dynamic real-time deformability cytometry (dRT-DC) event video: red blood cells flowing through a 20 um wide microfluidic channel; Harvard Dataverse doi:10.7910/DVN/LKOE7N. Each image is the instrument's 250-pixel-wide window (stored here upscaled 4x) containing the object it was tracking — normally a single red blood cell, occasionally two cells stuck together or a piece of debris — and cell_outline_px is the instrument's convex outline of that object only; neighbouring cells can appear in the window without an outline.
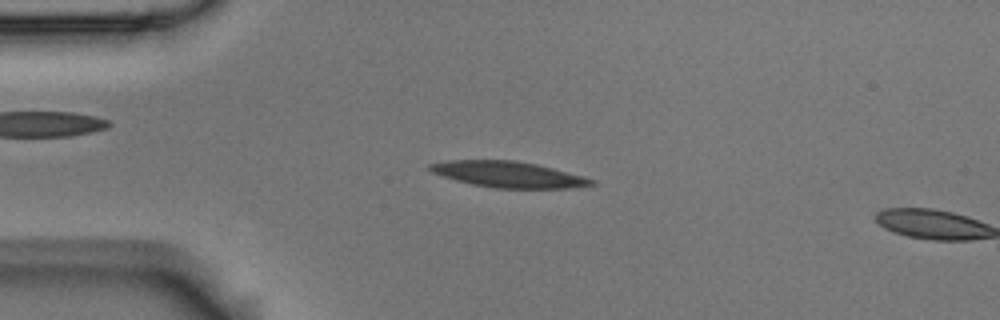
{"species": "Egyptian fruit bat (a non-hibernating species)", "species_latin": "Rousettus aegyptiacus", "temperature_condition": "room temperature", "stored_images_in_passage": 5, "camera_frame_rate_fps": 3000, "um_per_image_px": 0.085, "animal": {"sex": "male"}, "frame": {"image": 1, "passage_image": 3, "time_ms": 0.667, "image_size_px": [1000, 320], "cell_outline_px": [[596, 184], [580, 188], [492, 188], [472, 184], [456, 180], [432, 172], [428, 168], [428, 164], [444, 160], [516, 160], [536, 164], [584, 176], [596, 180]], "centroid_in_image_um": [43.24, 14.83], "position_along_channel_um": 41.8, "area_um2": 24.62}}